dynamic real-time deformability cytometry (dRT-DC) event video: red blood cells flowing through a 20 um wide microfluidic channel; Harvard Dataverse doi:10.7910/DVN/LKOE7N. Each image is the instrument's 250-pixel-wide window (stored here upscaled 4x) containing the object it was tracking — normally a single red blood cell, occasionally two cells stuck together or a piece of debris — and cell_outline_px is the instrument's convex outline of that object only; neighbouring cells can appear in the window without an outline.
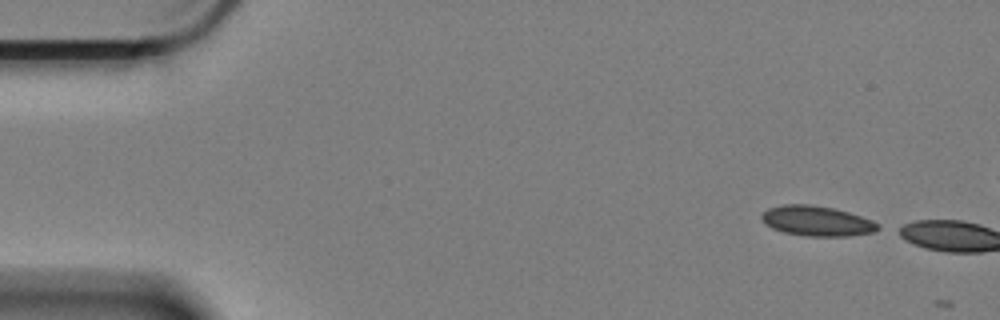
{"species": "Egyptian fruit bat (a non-hibernating species)", "species_latin": "Rousettus aegyptiacus", "temperature_condition": "cold", "stored_images_in_passage": 2, "camera_frame_rate_fps": 3000, "um_per_image_px": 0.085, "animal": {"sex": "female"}, "frame": {"image": 1, "passage_image": 1, "time_ms": 0.0, "image_size_px": [1000, 320], "cell_outline_px": [[880, 228], [872, 232], [848, 236], [808, 236], [784, 232], [772, 228], [764, 224], [760, 216], [768, 208], [784, 204], [808, 204], [832, 208], [848, 212], [872, 220], [880, 224]], "centroid_in_image_um": [69.41, 18.78], "position_along_channel_um": 15.6, "area_um2": 20.29}}